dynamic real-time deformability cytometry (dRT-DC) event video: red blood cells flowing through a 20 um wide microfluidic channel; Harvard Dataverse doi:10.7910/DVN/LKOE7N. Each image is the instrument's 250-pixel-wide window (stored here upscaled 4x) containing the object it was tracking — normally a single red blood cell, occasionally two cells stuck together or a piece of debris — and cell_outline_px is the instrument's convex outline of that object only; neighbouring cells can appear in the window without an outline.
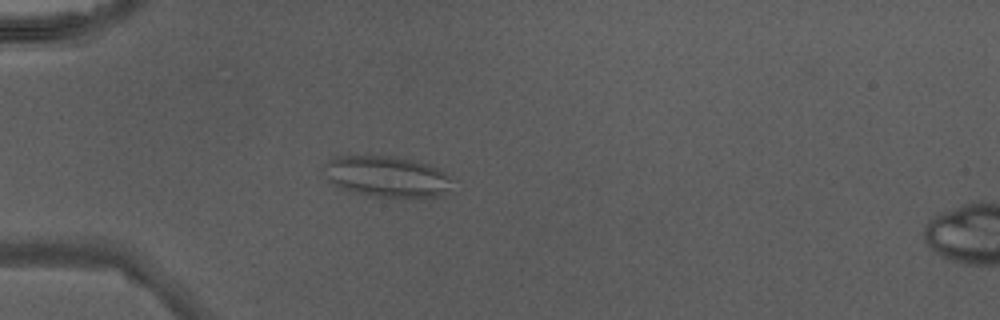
{"species": "Egyptian fruit bat (a non-hibernating species)", "species_latin": "Rousettus aegyptiacus", "temperature_condition": "warm", "stored_images_in_passage": 43, "camera_frame_rate_fps": 3000, "um_per_image_px": 0.085, "animal": {"sex": "male"}, "frame": {"image": 1, "passage_image": 10, "time_ms": 3.0, "image_size_px": [1000, 320], "cell_outline_px": [[456, 180], [440, 196], [368, 196], [332, 184], [328, 180], [324, 164], [332, 156], [392, 156], [412, 160], [428, 164], [440, 168], [452, 176]], "centroid_in_image_um": [32.91, 14.98], "position_along_channel_um": 52.1, "area_um2": 30.46}}
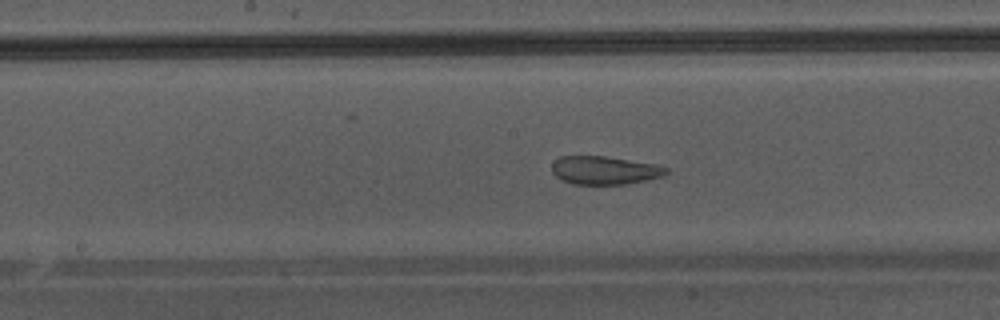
{"frame": {"image": 2, "passage_image": 21, "time_ms": 6.667, "image_size_px": [1000, 320], "cell_outline_px": [[668, 172], [664, 176], [624, 184], [572, 184], [560, 180], [552, 172], [552, 164], [560, 156], [604, 156], [656, 164], [668, 168]], "centroid_in_image_um": [51.37, 14.47], "position_along_channel_um": 196.8, "area_um2": 18.79}}
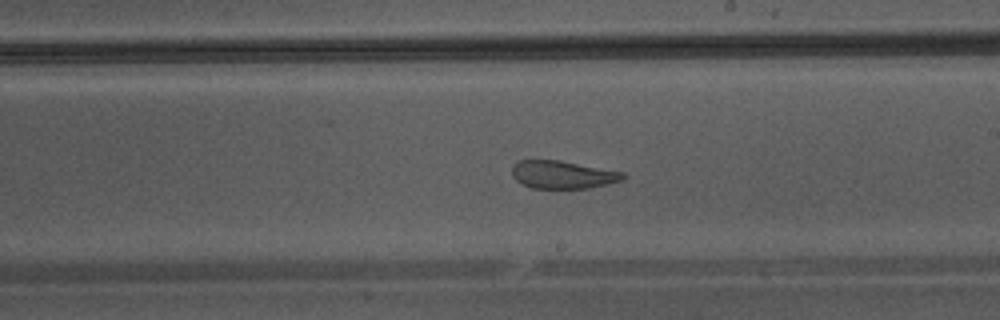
{"frame": {"image": 3, "passage_image": 24, "time_ms": 7.667, "image_size_px": [1000, 320], "cell_outline_px": [[624, 180], [588, 188], [532, 188], [516, 180], [512, 176], [512, 164], [520, 160], [560, 160], [624, 172]], "centroid_in_image_um": [47.81, 14.84], "position_along_channel_um": 241.2, "area_um2": 17.98}}